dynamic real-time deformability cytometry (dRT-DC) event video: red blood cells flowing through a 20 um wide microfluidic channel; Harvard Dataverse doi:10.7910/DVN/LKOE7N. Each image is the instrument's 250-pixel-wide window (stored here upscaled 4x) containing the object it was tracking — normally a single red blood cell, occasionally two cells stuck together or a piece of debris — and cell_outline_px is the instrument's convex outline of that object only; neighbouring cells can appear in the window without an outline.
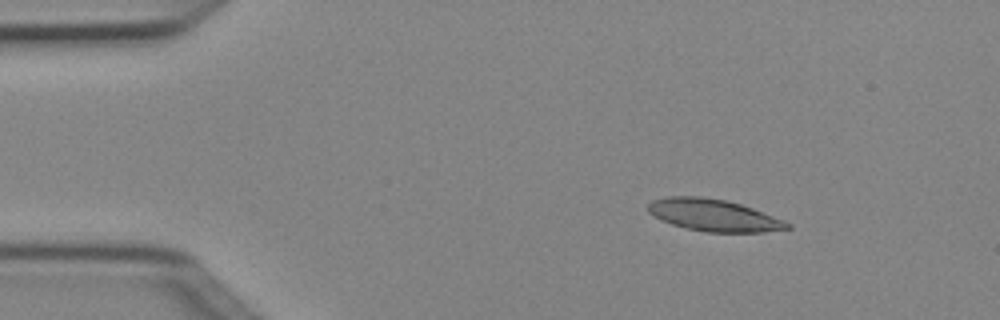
{"species": "Egyptian fruit bat (a non-hibernating species)", "species_latin": "Rousettus aegyptiacus", "temperature_condition": "cold", "stored_images_in_passage": 3, "camera_frame_rate_fps": 3000, "um_per_image_px": 0.085, "animal": {"sex": "female"}, "frame": {"image": 1, "passage_image": 1, "time_ms": 0.0, "image_size_px": [1000, 320], "cell_outline_px": [[792, 228], [764, 232], [708, 232], [688, 228], [672, 224], [648, 212], [648, 204], [652, 200], [668, 196], [700, 196], [724, 200], [740, 204], [752, 208], [784, 220], [792, 224]], "centroid_in_image_um": [60.69, 18.29], "position_along_channel_um": 24.3, "area_um2": 25.66}}